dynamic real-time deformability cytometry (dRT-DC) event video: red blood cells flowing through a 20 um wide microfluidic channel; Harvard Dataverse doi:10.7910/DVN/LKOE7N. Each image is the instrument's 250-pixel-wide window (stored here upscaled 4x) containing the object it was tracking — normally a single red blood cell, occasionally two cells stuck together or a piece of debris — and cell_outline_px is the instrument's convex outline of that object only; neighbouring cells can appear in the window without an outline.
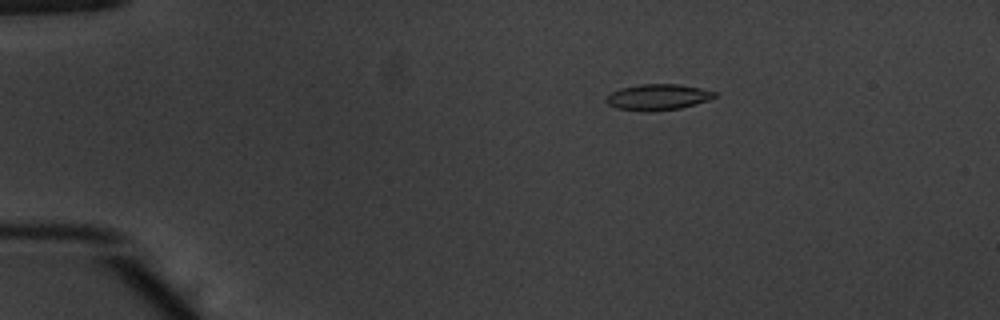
{"species": "common noctule bat (a hibernating species)", "species_latin": "Nyctalus noctula", "temperature_condition": "warm", "stored_images_in_passage": 51, "camera_frame_rate_fps": 3000, "um_per_image_px": 0.085, "animal": {"sex": "male", "body_mass_g": 20.1, "forearm_length_mm": 53.5}, "frame": {"image": 1, "passage_image": 8, "time_ms": 2.333, "image_size_px": [1000, 320], "cell_outline_px": [[716, 96], [708, 100], [680, 108], [616, 108], [608, 104], [604, 100], [612, 92], [620, 88], [640, 84], [680, 84], [700, 88], [716, 92]], "centroid_in_image_um": [55.94, 8.19], "position_along_channel_um": 29.1, "area_um2": 15.43}}
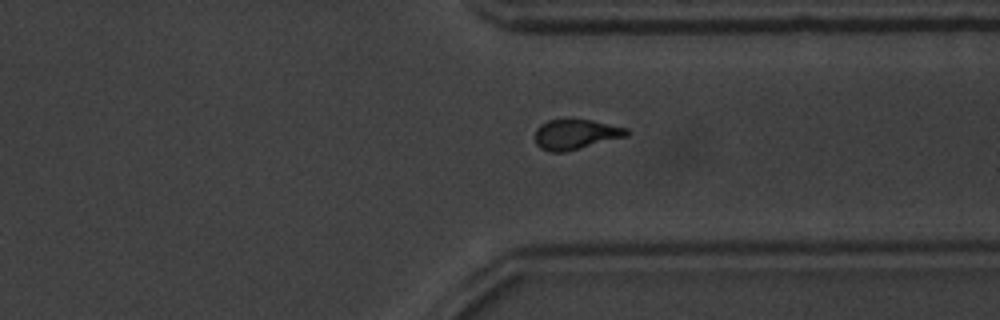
{"frame": {"image": 2, "passage_image": 39, "time_ms": 12.667, "image_size_px": [1000, 320], "cell_outline_px": [[628, 136], [564, 152], [548, 152], [540, 148], [536, 144], [532, 136], [536, 128], [540, 124], [548, 120], [564, 116], [572, 116], [592, 120], [628, 128]], "centroid_in_image_um": [48.85, 11.37], "position_along_channel_um": 362.5, "area_um2": 16.94}}
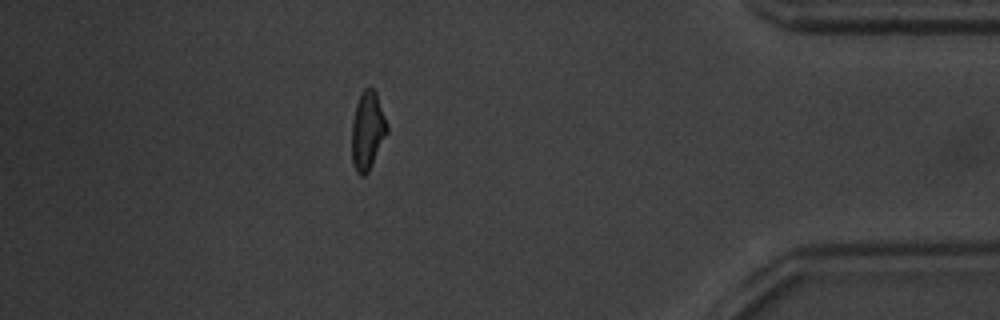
{"frame": {"image": 3, "passage_image": 45, "time_ms": 14.667, "image_size_px": [1000, 320], "cell_outline_px": [[388, 132], [368, 172], [364, 176], [360, 176], [356, 172], [352, 164], [352, 124], [356, 104], [360, 92], [368, 84], [376, 92], [388, 124]], "centroid_in_image_um": [31.24, 11.08], "position_along_channel_um": 404.0, "area_um2": 16.3}, "authors_computed_cell_mechanics": {"area_um2": 16.2418, "velocity_mm_per_s": 3.8952, "shape_relaxation_time_tau1_ms": 3.82, "shape_relaxation_time_tau2_ms": 2.4763, "deformation_change_tau1": 0.1603, "deformation_change_tau2": 0.0937}}